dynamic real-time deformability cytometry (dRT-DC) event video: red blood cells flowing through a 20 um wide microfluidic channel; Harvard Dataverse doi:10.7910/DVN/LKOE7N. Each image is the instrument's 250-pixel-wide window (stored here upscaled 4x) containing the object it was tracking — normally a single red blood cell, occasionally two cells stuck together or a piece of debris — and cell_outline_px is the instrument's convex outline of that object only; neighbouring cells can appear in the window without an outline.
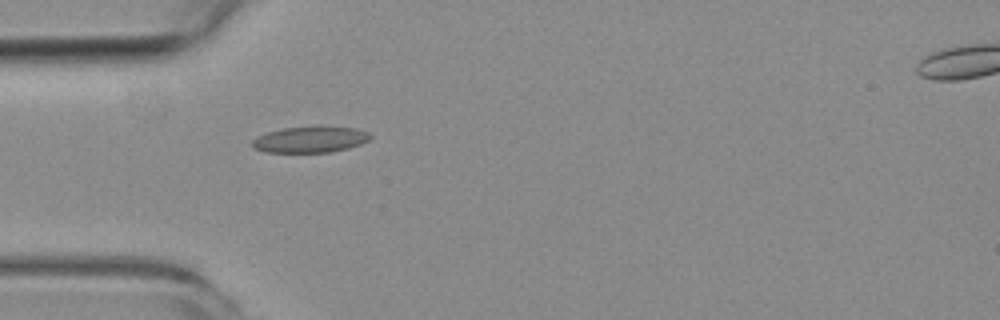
{"species": "common noctule bat (a hibernating species)", "species_latin": "Nyctalus noctula", "temperature_condition": "room temperature", "stored_images_in_passage": 1, "camera_frame_rate_fps": 3000, "um_per_image_px": 0.085, "animal": {"sex": "female", "body_mass_g": 19.3, "forearm_length_mm": 54.1}, "frame": {"image": 1, "passage_image": 1, "time_ms": 0.0, "image_size_px": [1000, 320], "cell_outline_px": [[372, 136], [368, 140], [360, 144], [348, 148], [332, 152], [264, 152], [252, 148], [252, 140], [256, 136], [268, 132], [284, 128], [320, 124], [356, 128], [368, 132]], "centroid_in_image_um": [26.37, 11.83], "position_along_channel_um": 58.6, "area_um2": 18.55}}